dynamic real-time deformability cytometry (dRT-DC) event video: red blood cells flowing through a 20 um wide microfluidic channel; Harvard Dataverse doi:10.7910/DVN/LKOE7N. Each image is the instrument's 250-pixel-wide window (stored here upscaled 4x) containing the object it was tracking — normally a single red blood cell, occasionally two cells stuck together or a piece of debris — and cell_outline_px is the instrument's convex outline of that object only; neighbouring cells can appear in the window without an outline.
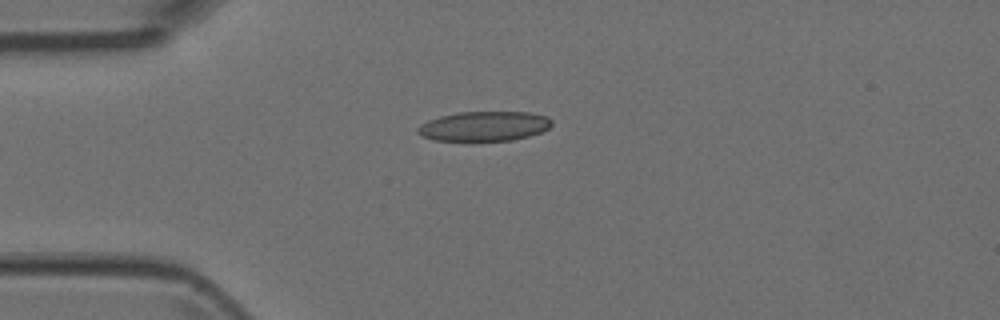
{"species": "Egyptian fruit bat (a non-hibernating species)", "species_latin": "Rousettus aegyptiacus", "temperature_condition": "room temperature", "stored_images_in_passage": 2, "camera_frame_rate_fps": 3000, "um_per_image_px": 0.085, "animal": {"sex": "female"}, "frame": {"image": 1, "passage_image": 2, "time_ms": 0.333, "image_size_px": [1000, 320], "cell_outline_px": [[552, 124], [548, 128], [540, 132], [528, 136], [512, 140], [432, 140], [416, 132], [416, 128], [428, 120], [440, 116], [456, 112], [528, 112], [548, 116], [552, 120]], "centroid_in_image_um": [41.16, 10.71], "position_along_channel_um": 43.8, "area_um2": 23.06}}